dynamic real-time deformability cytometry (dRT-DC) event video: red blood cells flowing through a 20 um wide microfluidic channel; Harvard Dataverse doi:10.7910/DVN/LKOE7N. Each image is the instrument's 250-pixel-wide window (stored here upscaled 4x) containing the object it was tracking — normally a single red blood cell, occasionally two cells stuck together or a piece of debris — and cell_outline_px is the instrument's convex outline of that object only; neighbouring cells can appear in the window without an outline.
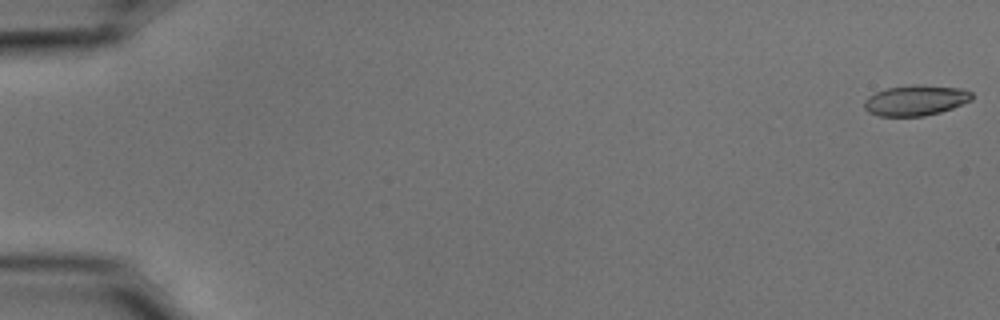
{"species": "common noctule bat (a hibernating species)", "species_latin": "Nyctalus noctula", "temperature_condition": "cold", "stored_images_in_passage": 54, "camera_frame_rate_fps": 3000, "um_per_image_px": 0.085, "animal": {"sex": "male", "body_mass_g": 15.6}, "frame": {"image": 1, "passage_image": 1, "time_ms": 0.0, "image_size_px": [1000, 320], "cell_outline_px": [[972, 100], [952, 108], [940, 112], [924, 116], [880, 116], [868, 112], [864, 108], [864, 100], [868, 96], [884, 88], [912, 84], [920, 84], [960, 88], [972, 92]], "centroid_in_image_um": [77.81, 8.52], "position_along_channel_um": 7.2, "area_um2": 19.31}}
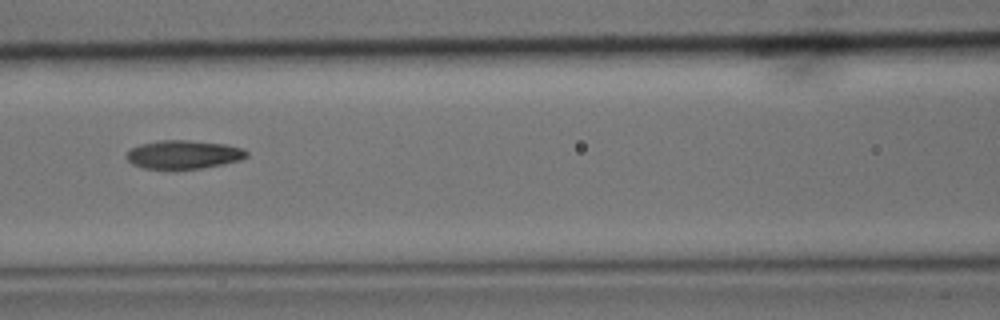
{"frame": {"image": 2, "passage_image": 25, "time_ms": 8.0, "image_size_px": [1000, 320], "cell_outline_px": [[248, 156], [240, 160], [224, 164], [200, 168], [144, 168], [132, 164], [124, 156], [132, 148], [140, 144], [160, 140], [188, 140], [224, 144], [244, 148], [248, 152]], "centroid_in_image_um": [15.62, 13.12], "position_along_channel_um": 151.0, "area_um2": 19.83}}
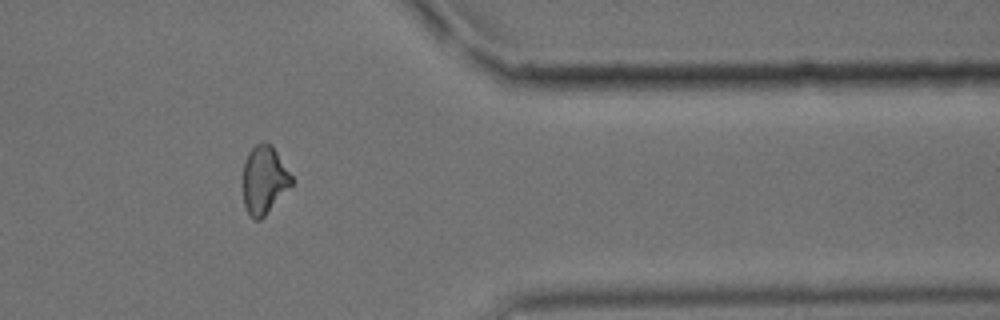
{"frame": {"image": 3, "passage_image": 45, "time_ms": 14.667, "image_size_px": [1000, 320], "cell_outline_px": [[292, 184], [264, 216], [260, 220], [252, 220], [244, 204], [244, 164], [248, 152], [256, 144], [264, 140], [268, 140], [272, 144], [292, 176]], "centroid_in_image_um": [22.45, 15.25], "position_along_channel_um": 388.9, "area_um2": 19.13}, "authors_computed_cell_mechanics": {"area_um2": 19.8254, "velocity_mm_per_s": 3.7732, "shape_relaxation_time_tau1_ms": null, "shape_relaxation_time_tau2_ms": 4.1616, "deformation_change_tau1": null, "deformation_change_tau2": 0.1021}}